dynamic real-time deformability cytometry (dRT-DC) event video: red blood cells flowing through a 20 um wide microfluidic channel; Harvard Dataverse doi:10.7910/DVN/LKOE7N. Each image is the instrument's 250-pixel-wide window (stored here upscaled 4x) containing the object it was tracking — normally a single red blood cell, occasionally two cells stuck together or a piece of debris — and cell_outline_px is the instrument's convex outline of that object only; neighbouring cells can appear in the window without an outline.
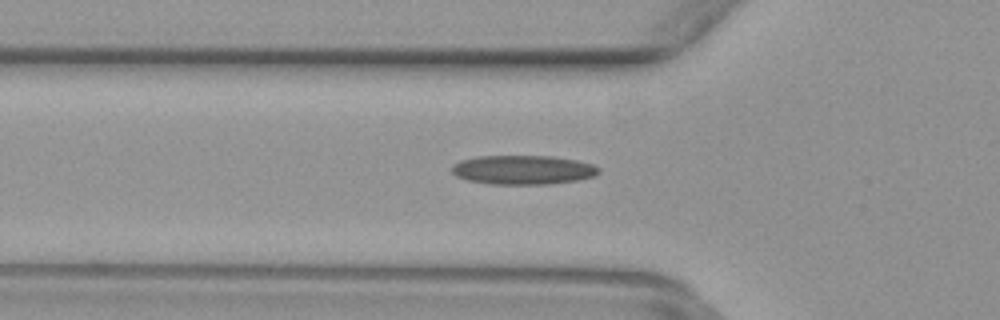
{"species": "common noctule bat (a hibernating species)", "species_latin": "Nyctalus noctula", "temperature_condition": "warm", "stored_images_in_passage": 48, "camera_frame_rate_fps": 3000, "um_per_image_px": 0.085, "animal": {"sex": "female", "body_mass_g": 29.2, "forearm_length_mm": 56.3}, "frame": {"image": 1, "passage_image": 15, "time_ms": 4.667, "image_size_px": [1000, 320], "cell_outline_px": [[600, 172], [596, 176], [580, 180], [552, 184], [488, 184], [468, 180], [456, 176], [452, 172], [452, 164], [460, 160], [476, 156], [552, 156], [576, 160], [592, 164], [600, 168]], "centroid_in_image_um": [44.47, 14.44], "position_along_channel_um": 81.3, "area_um2": 25.26}}
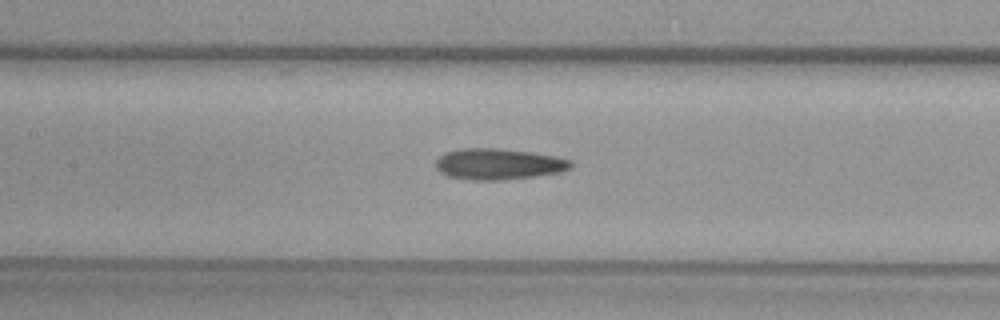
{"frame": {"image": 2, "passage_image": 21, "time_ms": 6.667, "image_size_px": [1000, 320], "cell_outline_px": [[572, 168], [560, 172], [536, 176], [500, 180], [468, 180], [448, 176], [440, 172], [436, 168], [436, 160], [444, 152], [464, 148], [500, 148], [532, 152], [556, 156], [572, 160]], "centroid_in_image_um": [42.38, 13.94], "position_along_channel_um": 165.0, "area_um2": 24.68}}
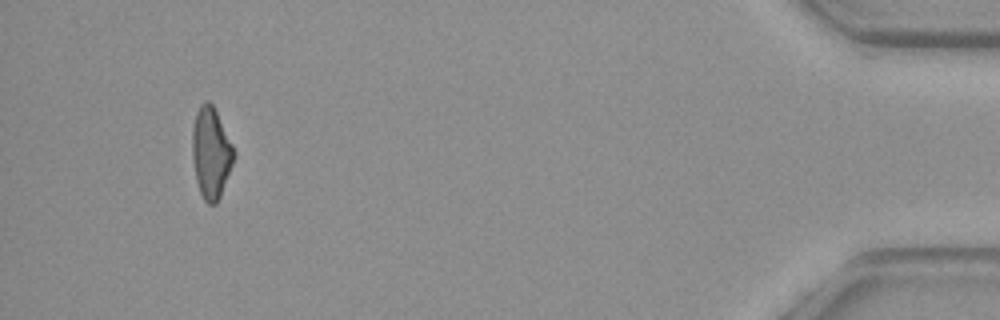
{"frame": {"image": 3, "passage_image": 45, "time_ms": 14.667, "image_size_px": [1000, 320], "cell_outline_px": [[236, 156], [220, 196], [216, 204], [208, 204], [204, 200], [200, 192], [196, 180], [192, 160], [192, 128], [196, 112], [200, 104], [204, 100], [208, 100], [212, 104], [232, 144]], "centroid_in_image_um": [17.92, 12.99], "position_along_channel_um": 417.3, "area_um2": 22.08}}